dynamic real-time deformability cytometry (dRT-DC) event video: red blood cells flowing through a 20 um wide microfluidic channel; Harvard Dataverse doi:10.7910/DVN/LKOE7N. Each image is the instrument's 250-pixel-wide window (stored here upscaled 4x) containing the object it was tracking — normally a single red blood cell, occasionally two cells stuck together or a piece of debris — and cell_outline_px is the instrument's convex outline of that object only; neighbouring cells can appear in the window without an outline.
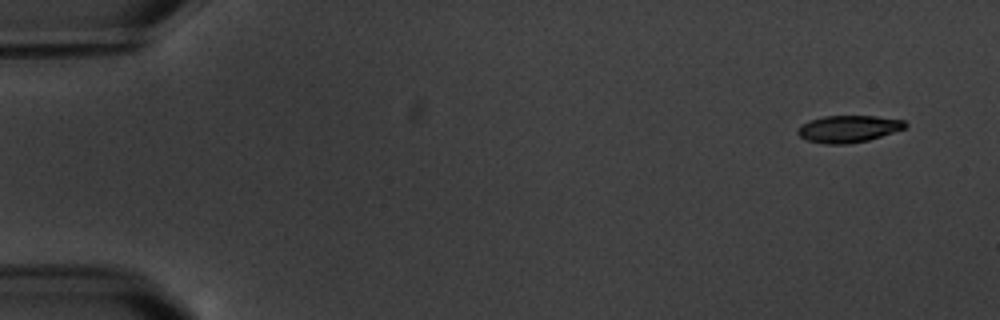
{"species": "common noctule bat (a hibernating species)", "species_latin": "Nyctalus noctula", "temperature_condition": "warm", "stored_images_in_passage": 5, "camera_frame_rate_fps": 3000, "um_per_image_px": 0.085, "animal": {"sex": "male", "body_mass_g": 20.1, "forearm_length_mm": 53.5}, "frame": {"image": 1, "passage_image": 1, "time_ms": 0.0, "image_size_px": [1000, 320], "cell_outline_px": [[908, 124], [904, 128], [868, 140], [848, 144], [824, 144], [808, 140], [800, 136], [796, 132], [804, 124], [812, 120], [824, 116], [876, 116], [904, 120]], "centroid_in_image_um": [72.13, 10.95], "position_along_channel_um": 12.9, "area_um2": 16.59}}
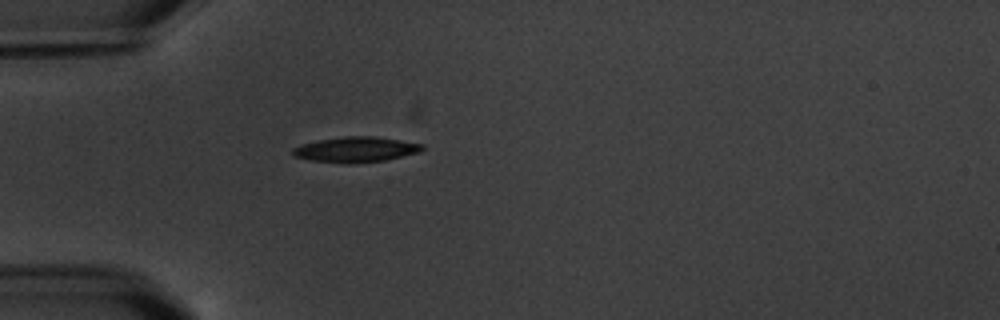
{"frame": {"image": 2, "passage_image": 5, "time_ms": 4.667, "image_size_px": [1000, 320], "cell_outline_px": [[424, 148], [420, 152], [384, 160], [348, 164], [312, 160], [292, 156], [292, 148], [304, 144], [320, 140], [344, 136], [376, 136], [424, 144]], "centroid_in_image_um": [30.26, 12.7], "position_along_channel_um": 54.7, "area_um2": 19.02}}